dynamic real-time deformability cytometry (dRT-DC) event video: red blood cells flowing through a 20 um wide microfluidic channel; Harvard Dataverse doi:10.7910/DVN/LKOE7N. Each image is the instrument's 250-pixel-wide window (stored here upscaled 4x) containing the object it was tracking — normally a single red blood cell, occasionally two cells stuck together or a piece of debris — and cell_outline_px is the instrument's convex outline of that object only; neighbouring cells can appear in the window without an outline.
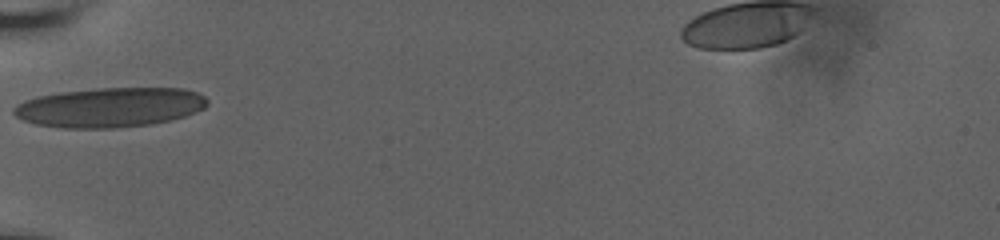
{"species": "human", "species_latin": "Homo sapiens", "temperature_condition": "room temperature", "stored_images_in_passage": 4, "camera_frame_rate_fps": 3000, "um_per_image_px": 0.085, "donor": {"sex": "male"}, "frame": {"image": 1, "passage_image": 1, "time_ms": 0.0, "image_size_px": [1000, 240], "cell_outline_px": [[208, 104], [204, 108], [184, 116], [172, 120], [152, 124], [112, 128], [64, 128], [36, 124], [24, 120], [16, 116], [12, 112], [12, 108], [16, 104], [24, 100], [36, 96], [60, 92], [96, 88], [184, 88], [196, 92], [204, 96], [208, 100]], "centroid_in_image_um": [9.32, 9.12], "position_along_channel_um": 75.7, "area_um2": 44.91}}